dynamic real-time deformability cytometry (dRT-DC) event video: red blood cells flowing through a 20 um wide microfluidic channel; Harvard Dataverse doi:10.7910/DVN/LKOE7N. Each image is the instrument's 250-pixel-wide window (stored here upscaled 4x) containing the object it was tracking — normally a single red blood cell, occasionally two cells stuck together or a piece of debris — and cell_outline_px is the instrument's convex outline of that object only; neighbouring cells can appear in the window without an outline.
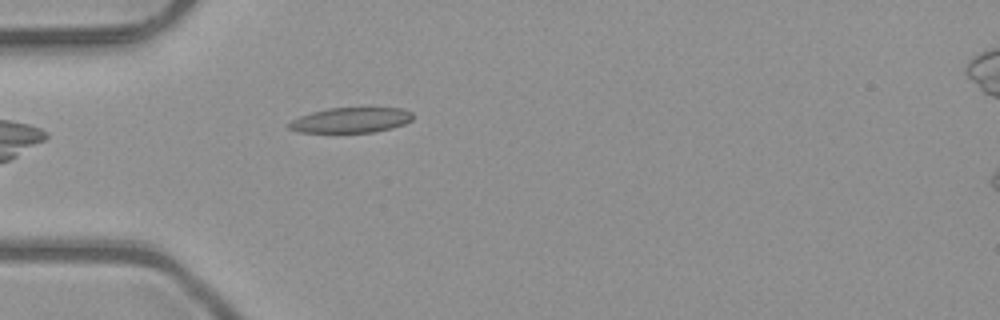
{"species": "common noctule bat (a hibernating species)", "species_latin": "Nyctalus noctula", "temperature_condition": "room temperature", "stored_images_in_passage": 3, "camera_frame_rate_fps": 3000, "um_per_image_px": 0.085, "animal": {"sex": "male", "body_mass_g": 23.1, "forearm_length_mm": 52.7}, "frame": {"image": 1, "passage_image": 3, "time_ms": 0.667, "image_size_px": [1000, 320], "cell_outline_px": [[412, 120], [404, 124], [392, 128], [372, 132], [300, 132], [288, 128], [288, 124], [292, 120], [300, 116], [312, 112], [328, 108], [404, 108], [412, 112]], "centroid_in_image_um": [29.85, 10.2], "position_along_channel_um": 55.2, "area_um2": 18.09}}